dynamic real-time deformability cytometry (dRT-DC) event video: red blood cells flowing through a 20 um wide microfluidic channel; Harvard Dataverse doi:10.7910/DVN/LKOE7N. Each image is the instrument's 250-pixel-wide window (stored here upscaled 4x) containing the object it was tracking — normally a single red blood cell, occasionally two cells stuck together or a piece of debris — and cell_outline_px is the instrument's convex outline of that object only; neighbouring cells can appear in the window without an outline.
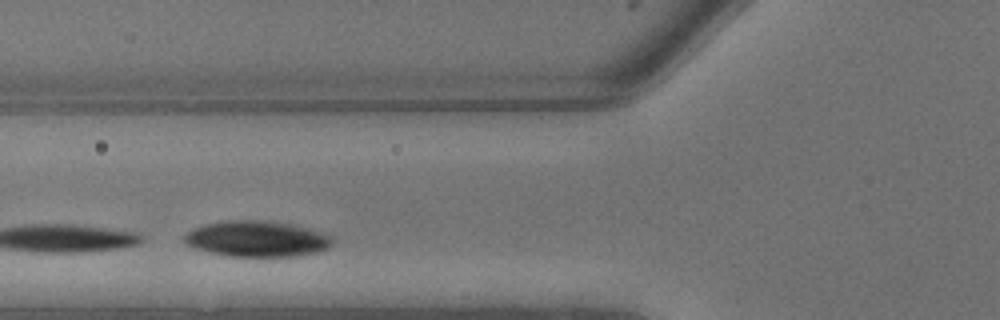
{"species": "common noctule bat (a hibernating species)", "species_latin": "Nyctalus noctula", "temperature_condition": "warm", "stored_images_in_passage": 12, "camera_frame_rate_fps": 3000, "um_per_image_px": 0.085, "animal": {"sex": "male", "body_mass_g": 13.3}, "frame": {"image": 1, "passage_image": 3, "time_ms": 0.667, "image_size_px": [1000, 320], "cell_outline_px": [[332, 244], [328, 248], [316, 252], [300, 256], [228, 256], [208, 252], [196, 248], [188, 244], [184, 240], [184, 236], [192, 228], [204, 224], [232, 220], [268, 220], [292, 224], [308, 228], [332, 236]], "centroid_in_image_um": [21.85, 20.29], "position_along_channel_um": 104.0, "area_um2": 30.92}}